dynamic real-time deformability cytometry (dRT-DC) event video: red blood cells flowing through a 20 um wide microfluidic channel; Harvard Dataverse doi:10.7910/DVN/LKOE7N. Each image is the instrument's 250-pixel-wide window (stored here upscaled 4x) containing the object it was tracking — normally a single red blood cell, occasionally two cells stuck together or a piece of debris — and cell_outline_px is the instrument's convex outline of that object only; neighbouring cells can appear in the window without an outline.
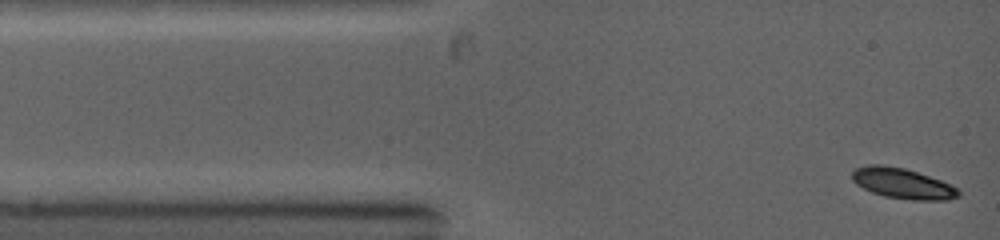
{"species": "common noctule bat (a hibernating species)", "species_latin": "Nyctalus noctula", "temperature_condition": "warm", "stored_images_in_passage": 14, "camera_frame_rate_fps": 5000, "um_per_image_px": 0.085, "animal": {"sex": "female", "body_mass_g": 19.0, "forearm_length_mm": 53.3}, "frame": {"image": 1, "passage_image": 1, "time_ms": 0.0, "image_size_px": [1000, 240], "cell_outline_px": [[960, 196], [948, 200], [912, 200], [884, 196], [872, 192], [856, 184], [852, 180], [852, 172], [856, 168], [868, 164], [880, 164], [904, 168], [940, 180], [956, 188], [960, 192]], "centroid_in_image_um": [76.69, 15.59], "position_along_channel_um": 8.3, "area_um2": 18.73}}
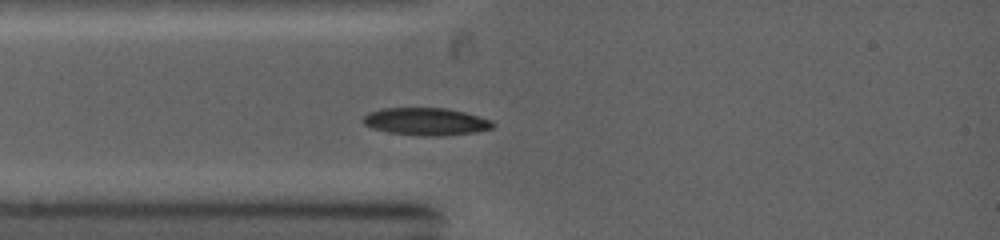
{"frame": {"image": 2, "passage_image": 6, "time_ms": 2.2, "image_size_px": [1000, 240], "cell_outline_px": [[496, 124], [492, 128], [476, 132], [436, 136], [420, 136], [388, 132], [372, 128], [364, 124], [364, 116], [368, 112], [380, 108], [444, 108], [464, 112], [492, 120]], "centroid_in_image_um": [36.21, 10.33], "position_along_channel_um": 48.8, "area_um2": 20.75}}
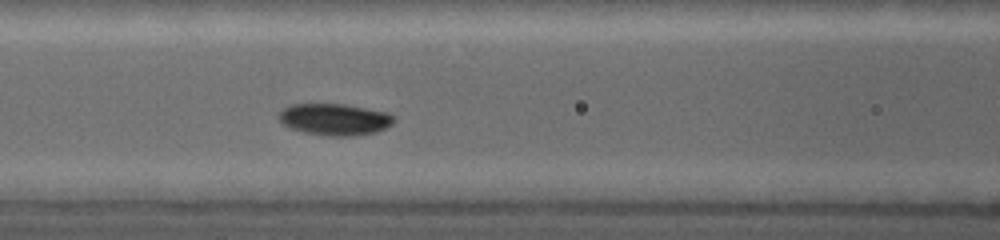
{"frame": {"image": 3, "passage_image": 10, "time_ms": 4.2, "image_size_px": [1000, 240], "cell_outline_px": [[396, 120], [392, 124], [376, 132], [352, 136], [328, 136], [304, 132], [292, 128], [284, 124], [280, 120], [280, 112], [288, 104], [344, 104], [388, 112]], "centroid_in_image_um": [28.47, 10.14], "position_along_channel_um": 138.1, "area_um2": 21.1}}